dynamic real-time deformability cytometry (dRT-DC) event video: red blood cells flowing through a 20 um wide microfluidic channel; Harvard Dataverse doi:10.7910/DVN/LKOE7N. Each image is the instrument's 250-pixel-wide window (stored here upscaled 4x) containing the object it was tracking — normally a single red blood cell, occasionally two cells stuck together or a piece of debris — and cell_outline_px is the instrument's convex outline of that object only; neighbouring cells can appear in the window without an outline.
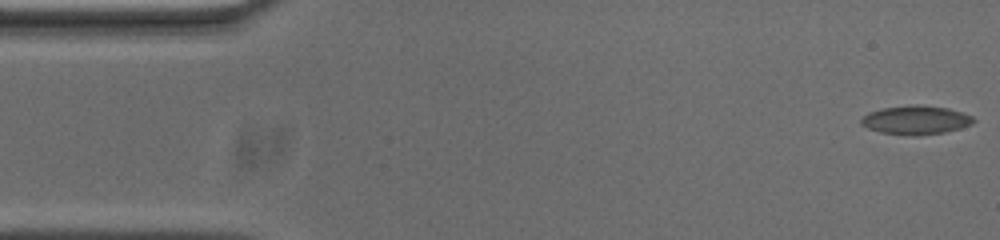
{"species": "common noctule bat (a hibernating species)", "species_latin": "Nyctalus noctula", "temperature_condition": "cold", "stored_images_in_passage": 55, "camera_frame_rate_fps": 3000, "um_per_image_px": 0.085, "animal": {"sex": "male", "body_mass_g": 20.0, "forearm_length_mm": 53.3}, "frame": {"image": 1, "passage_image": 1, "time_ms": 0.0, "image_size_px": [1000, 240], "cell_outline_px": [[976, 120], [972, 124], [960, 128], [944, 132], [916, 136], [912, 136], [880, 132], [868, 128], [860, 124], [860, 120], [868, 112], [884, 108], [916, 104], [948, 108], [972, 116]], "centroid_in_image_um": [77.84, 10.21], "position_along_channel_um": 7.2, "area_um2": 18.79}}
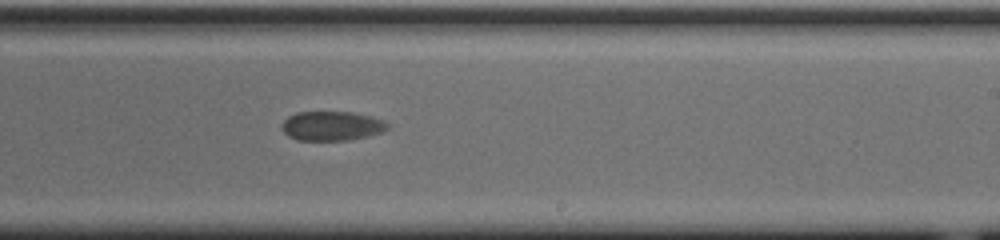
{"frame": {"image": 2, "passage_image": 32, "time_ms": 10.333, "image_size_px": [1000, 240], "cell_outline_px": [[388, 128], [380, 132], [368, 136], [348, 140], [296, 140], [288, 136], [280, 128], [280, 124], [288, 116], [296, 112], [352, 112], [372, 116], [384, 120], [388, 124]], "centroid_in_image_um": [28.16, 10.7], "position_along_channel_um": 260.8, "area_um2": 18.21}}
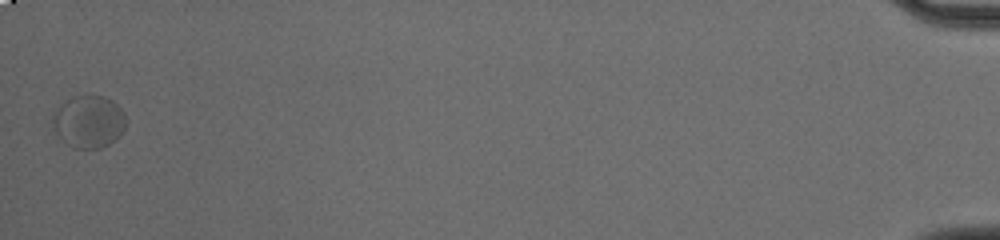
{"frame": {"image": 3, "passage_image": 55, "time_ms": 18.0, "image_size_px": [1000, 240], "cell_outline_px": [[124, 128], [120, 136], [116, 140], [100, 148], [72, 148], [60, 140], [52, 124], [52, 112], [60, 104], [72, 96], [88, 92], [104, 96], [112, 100], [124, 112]], "centroid_in_image_um": [7.5, 10.3], "position_along_channel_um": 427.7, "area_um2": 23.0}}